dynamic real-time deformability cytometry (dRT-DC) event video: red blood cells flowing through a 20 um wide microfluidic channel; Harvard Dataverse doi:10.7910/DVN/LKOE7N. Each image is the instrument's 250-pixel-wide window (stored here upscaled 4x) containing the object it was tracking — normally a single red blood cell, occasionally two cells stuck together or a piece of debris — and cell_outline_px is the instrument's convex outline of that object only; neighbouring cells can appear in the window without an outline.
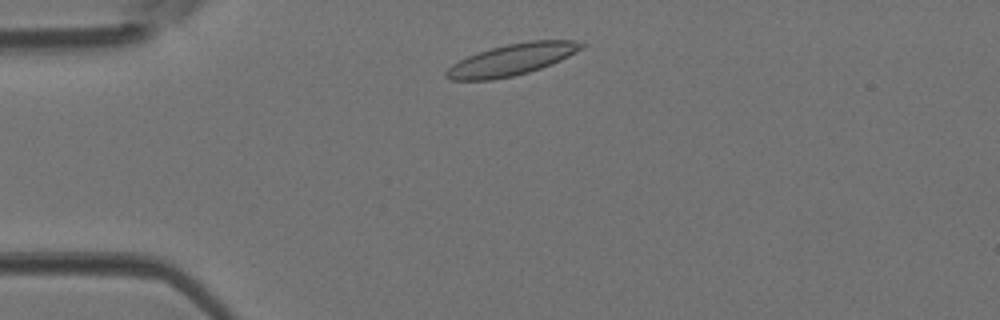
{"species": "Egyptian fruit bat (a non-hibernating species)", "species_latin": "Rousettus aegyptiacus", "temperature_condition": "room temperature", "stored_images_in_passage": 37, "camera_frame_rate_fps": 3000, "um_per_image_px": 0.085, "animal": {"sex": "female"}, "frame": {"image": 1, "passage_image": 3, "time_ms": 0.667, "image_size_px": [1000, 320], "cell_outline_px": [[588, 44], [584, 48], [552, 64], [528, 72], [512, 76], [492, 80], [452, 80], [444, 76], [444, 72], [452, 64], [468, 56], [492, 48], [508, 44], [532, 40], [584, 40]], "centroid_in_image_um": [43.57, 5.06], "position_along_channel_um": 41.4, "area_um2": 24.8}}
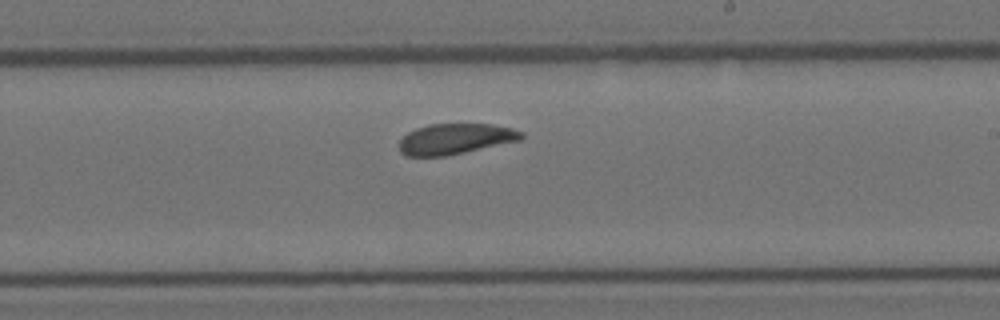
{"frame": {"image": 2, "passage_image": 19, "time_ms": 6.0, "image_size_px": [1000, 320], "cell_outline_px": [[524, 136], [520, 140], [448, 156], [408, 156], [400, 152], [400, 140], [408, 132], [416, 128], [428, 124], [492, 124], [512, 128], [524, 132]], "centroid_in_image_um": [38.72, 11.8], "position_along_channel_um": 250.3, "area_um2": 21.85}}
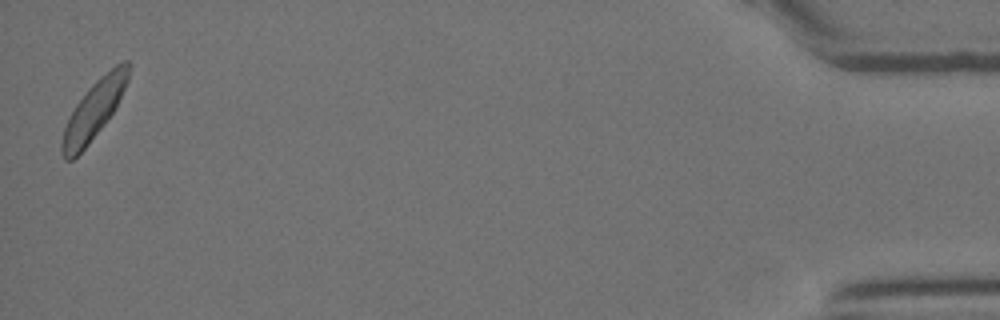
{"frame": {"image": 3, "passage_image": 37, "time_ms": 12.0, "image_size_px": [1000, 320], "cell_outline_px": [[132, 64], [128, 80], [116, 108], [104, 124], [88, 144], [72, 160], [64, 160], [60, 152], [60, 144], [64, 128], [68, 116], [76, 104], [88, 88], [100, 76], [116, 64], [124, 60], [128, 60]], "centroid_in_image_um": [7.98, 9.32], "position_along_channel_um": 427.2, "area_um2": 22.66}}